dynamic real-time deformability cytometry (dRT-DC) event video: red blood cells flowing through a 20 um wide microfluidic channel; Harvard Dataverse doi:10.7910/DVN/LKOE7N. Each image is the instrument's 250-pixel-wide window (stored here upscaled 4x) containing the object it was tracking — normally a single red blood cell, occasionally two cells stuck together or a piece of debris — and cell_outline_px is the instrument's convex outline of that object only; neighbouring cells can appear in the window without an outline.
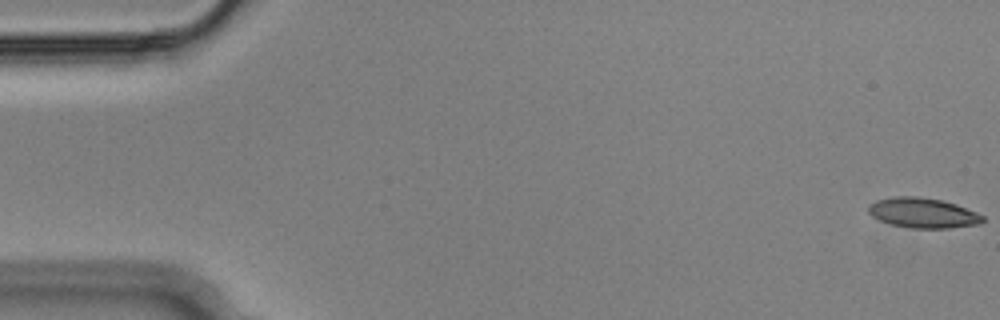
{"species": "Egyptian fruit bat (a non-hibernating species)", "species_latin": "Rousettus aegyptiacus", "temperature_condition": "cold", "stored_images_in_passage": 55, "camera_frame_rate_fps": 3000, "um_per_image_px": 0.085, "animal": {"sex": "male"}, "frame": {"image": 1, "passage_image": 1, "time_ms": 0.0, "image_size_px": [1000, 320], "cell_outline_px": [[984, 220], [980, 224], [948, 228], [912, 228], [892, 224], [880, 220], [872, 216], [868, 212], [868, 204], [876, 200], [896, 196], [916, 196], [940, 200], [956, 204], [976, 212], [984, 216]], "centroid_in_image_um": [78.44, 18.09], "position_along_channel_um": 6.6, "area_um2": 19.94}}
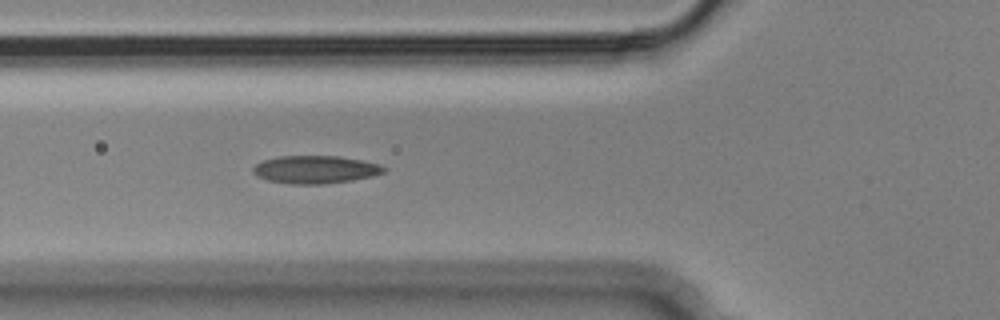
{"frame": {"image": 2, "passage_image": 20, "time_ms": 6.333, "image_size_px": [1000, 320], "cell_outline_px": [[388, 168], [384, 172], [372, 176], [352, 180], [324, 184], [292, 184], [268, 180], [256, 176], [252, 172], [252, 168], [256, 164], [264, 160], [280, 156], [340, 156], [380, 164]], "centroid_in_image_um": [26.81, 14.41], "position_along_channel_um": 99.0, "area_um2": 21.21}}
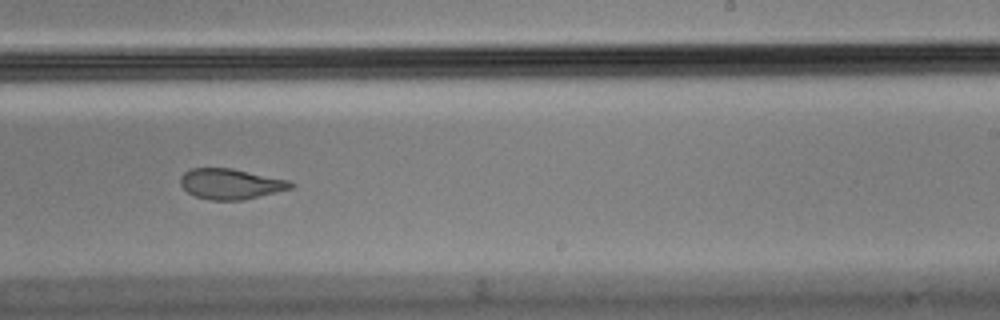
{"frame": {"image": 3, "passage_image": 34, "time_ms": 11.0, "image_size_px": [1000, 320], "cell_outline_px": [[296, 184], [292, 188], [244, 200], [212, 200], [196, 196], [188, 192], [180, 184], [180, 176], [184, 172], [192, 168], [232, 168], [288, 180]], "centroid_in_image_um": [19.6, 15.63], "position_along_channel_um": 269.4, "area_um2": 19.54}, "authors_computed_cell_mechanics": {"area_um2": 20.519, "velocity_mm_per_s": 3.6444, "shape_relaxation_time_tau1_ms": 11.3793, "shape_relaxation_time_tau2_ms": 2.1138, "deformation_change_tau1": 0.2825, "deformation_change_tau2": 0.0895}}